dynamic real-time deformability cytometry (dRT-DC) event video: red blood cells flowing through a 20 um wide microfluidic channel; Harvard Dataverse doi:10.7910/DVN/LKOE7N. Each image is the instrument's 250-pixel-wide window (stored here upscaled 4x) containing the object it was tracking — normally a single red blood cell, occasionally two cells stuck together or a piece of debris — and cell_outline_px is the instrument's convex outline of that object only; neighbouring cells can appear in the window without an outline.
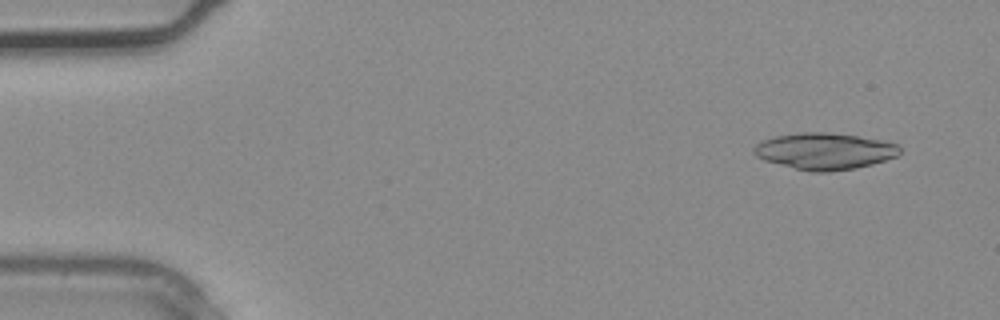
{"species": "common noctule bat (a hibernating species)", "species_latin": "Nyctalus noctula", "temperature_condition": "warm", "stored_images_in_passage": 2, "camera_frame_rate_fps": 3000, "um_per_image_px": 0.085, "animal": {"sex": "male", "body_mass_g": 20.4}, "frame": {"image": 1, "passage_image": 1, "time_ms": 0.0, "image_size_px": [1000, 320], "cell_outline_px": [[900, 152], [896, 156], [872, 164], [856, 168], [828, 172], [812, 172], [764, 160], [756, 156], [752, 152], [752, 148], [760, 140], [772, 136], [800, 132], [824, 132], [856, 136], [880, 140], [900, 144]], "centroid_in_image_um": [70.05, 12.84], "position_along_channel_um": 14.9, "area_um2": 31.1}}